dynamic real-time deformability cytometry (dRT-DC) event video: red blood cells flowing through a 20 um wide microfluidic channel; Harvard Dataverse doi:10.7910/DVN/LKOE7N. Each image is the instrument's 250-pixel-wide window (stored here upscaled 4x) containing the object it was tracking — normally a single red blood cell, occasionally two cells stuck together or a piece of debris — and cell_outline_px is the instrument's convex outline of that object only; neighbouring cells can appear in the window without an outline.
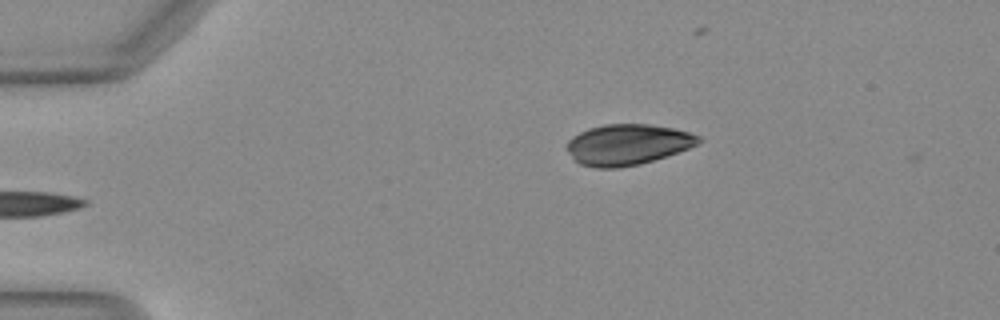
{"species": "Egyptian fruit bat (a non-hibernating species)", "species_latin": "Rousettus aegyptiacus", "temperature_condition": "warm", "stored_images_in_passage": 6, "camera_frame_rate_fps": 3000, "um_per_image_px": 0.085, "animal": {"sex": "female"}, "frame": {"image": 1, "passage_image": 1, "time_ms": 0.0, "image_size_px": [1000, 320], "cell_outline_px": [[704, 140], [688, 148], [640, 164], [616, 168], [596, 168], [580, 164], [568, 152], [568, 140], [572, 136], [588, 128], [604, 124], [648, 124], [672, 128], [688, 132], [700, 136]], "centroid_in_image_um": [53.33, 12.28], "position_along_channel_um": 31.7, "area_um2": 30.98}}